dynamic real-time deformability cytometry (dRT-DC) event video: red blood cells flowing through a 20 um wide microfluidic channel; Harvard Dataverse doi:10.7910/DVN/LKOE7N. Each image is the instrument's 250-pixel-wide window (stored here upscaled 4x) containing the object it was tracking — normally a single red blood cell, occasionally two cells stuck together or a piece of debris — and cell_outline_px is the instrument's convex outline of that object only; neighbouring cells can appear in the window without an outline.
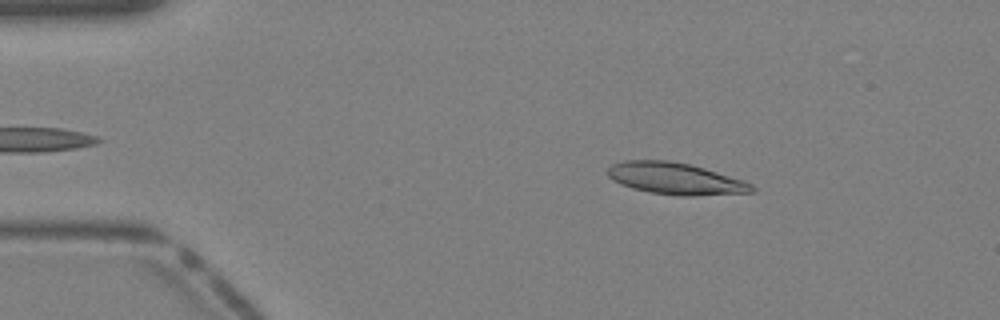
{"species": "Egyptian fruit bat (a non-hibernating species)", "species_latin": "Rousettus aegyptiacus", "temperature_condition": "warm", "stored_images_in_passage": 39, "camera_frame_rate_fps": 3000, "um_per_image_px": 0.085, "animal": {"sex": "female"}, "frame": {"image": 1, "passage_image": 6, "time_ms": 1.667, "image_size_px": [1000, 320], "cell_outline_px": [[756, 192], [692, 196], [680, 196], [652, 192], [632, 188], [620, 184], [612, 180], [604, 172], [612, 164], [624, 160], [668, 160], [688, 164], [704, 168], [744, 180], [752, 184], [756, 188]], "centroid_in_image_um": [57.4, 15.18], "position_along_channel_um": 27.6, "area_um2": 26.82}}
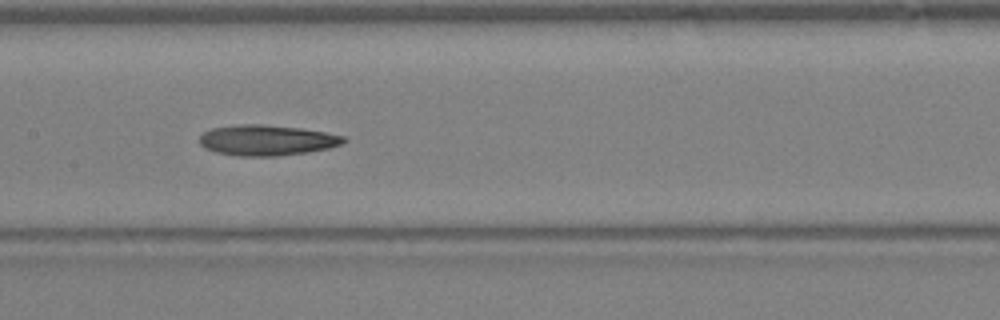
{"frame": {"image": 2, "passage_image": 19, "time_ms": 6.0, "image_size_px": [1000, 320], "cell_outline_px": [[348, 140], [344, 144], [328, 148], [308, 152], [276, 156], [236, 156], [216, 152], [204, 148], [200, 144], [200, 136], [204, 132], [212, 128], [236, 124], [260, 124], [300, 128], [324, 132], [344, 136]], "centroid_in_image_um": [22.68, 11.92], "position_along_channel_um": 184.7, "area_um2": 25.78}}
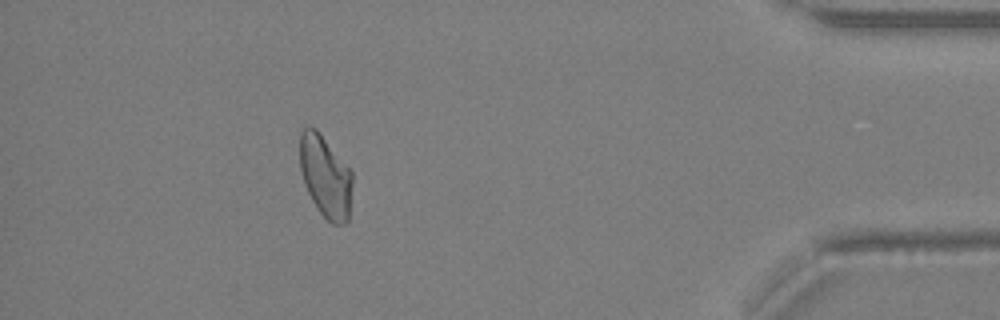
{"frame": {"image": 3, "passage_image": 35, "time_ms": 11.333, "image_size_px": [1000, 320], "cell_outline_px": [[352, 184], [348, 220], [344, 224], [332, 224], [320, 212], [312, 200], [304, 184], [300, 168], [300, 132], [308, 124], [316, 128], [352, 172]], "centroid_in_image_um": [27.64, 14.98], "position_along_channel_um": 407.6, "area_um2": 24.97}}